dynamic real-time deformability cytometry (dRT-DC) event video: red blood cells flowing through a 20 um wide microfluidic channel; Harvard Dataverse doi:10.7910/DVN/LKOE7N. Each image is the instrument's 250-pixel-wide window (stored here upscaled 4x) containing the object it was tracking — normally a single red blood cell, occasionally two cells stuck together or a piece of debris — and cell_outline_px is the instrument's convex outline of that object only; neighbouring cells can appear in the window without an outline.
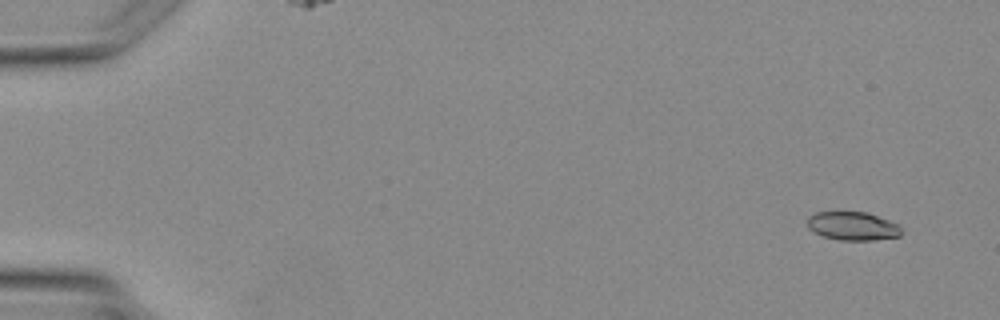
{"species": "Egyptian fruit bat (a non-hibernating species)", "species_latin": "Rousettus aegyptiacus", "temperature_condition": "warm", "stored_images_in_passage": 5, "camera_frame_rate_fps": 3000, "um_per_image_px": 0.085, "animal": {"sex": "female"}, "frame": {"image": 1, "passage_image": 1, "time_ms": 0.0, "image_size_px": [1000, 320], "cell_outline_px": [[900, 236], [872, 240], [840, 240], [824, 236], [812, 232], [808, 228], [808, 216], [816, 212], [840, 208], [864, 212], [888, 220], [896, 224], [900, 228]], "centroid_in_image_um": [72.38, 19.16], "position_along_channel_um": 12.6, "area_um2": 16.07}}
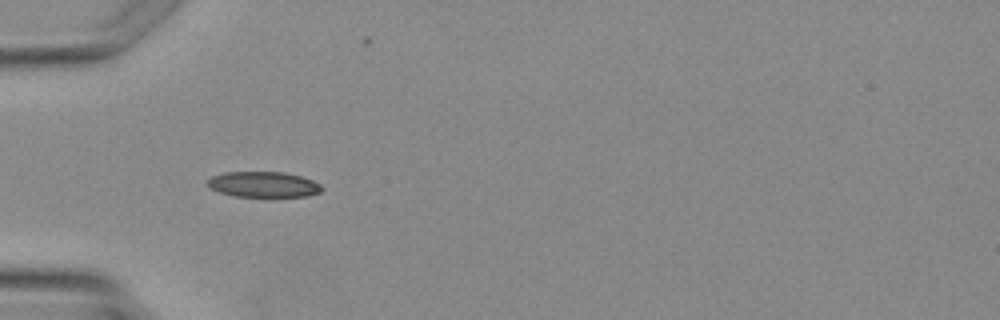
{"frame": {"image": 2, "passage_image": 4, "time_ms": 3.667, "image_size_px": [1000, 320], "cell_outline_px": [[324, 188], [320, 192], [308, 196], [236, 196], [220, 192], [204, 184], [212, 176], [224, 172], [284, 172], [300, 176], [312, 180], [320, 184]], "centroid_in_image_um": [22.39, 15.67], "position_along_channel_um": 62.6, "area_um2": 16.94}}